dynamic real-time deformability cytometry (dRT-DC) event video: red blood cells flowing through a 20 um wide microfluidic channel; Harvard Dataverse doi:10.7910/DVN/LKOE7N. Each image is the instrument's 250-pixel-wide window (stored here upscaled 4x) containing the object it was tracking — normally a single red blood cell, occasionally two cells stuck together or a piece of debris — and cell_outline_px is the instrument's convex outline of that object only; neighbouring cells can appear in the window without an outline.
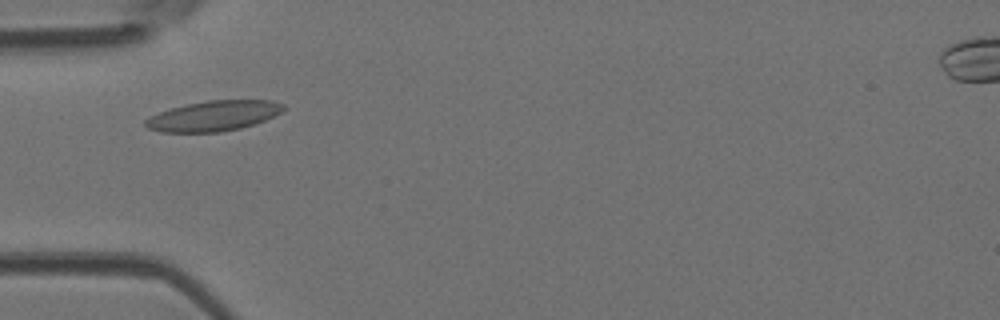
{"species": "Egyptian fruit bat (a non-hibernating species)", "species_latin": "Rousettus aegyptiacus", "temperature_condition": "room temperature", "stored_images_in_passage": 6, "camera_frame_rate_fps": 3000, "um_per_image_px": 0.085, "animal": {"sex": "female"}, "frame": {"image": 1, "passage_image": 2, "time_ms": 0.333, "image_size_px": [1000, 320], "cell_outline_px": [[288, 108], [264, 120], [240, 128], [220, 132], [160, 132], [148, 128], [144, 124], [144, 120], [160, 112], [172, 108], [188, 104], [208, 100], [272, 100], [284, 104]], "centroid_in_image_um": [18.17, 9.85], "position_along_channel_um": 66.8, "area_um2": 24.1}}
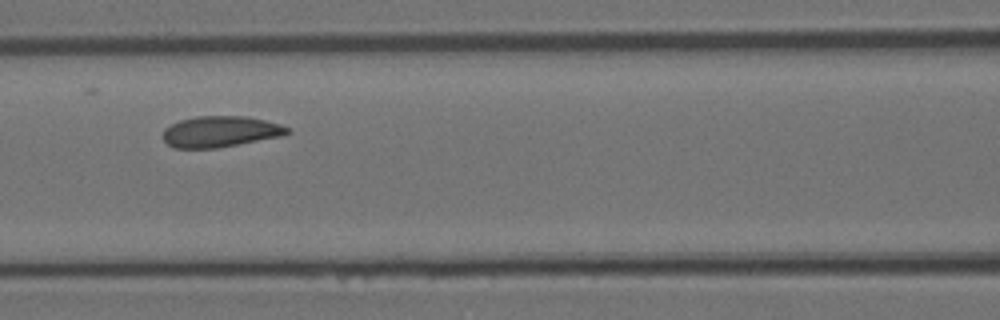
{"frame": {"image": 2, "passage_image": 4, "time_ms": 1.0, "image_size_px": [1000, 320], "cell_outline_px": [[292, 132], [284, 136], [216, 148], [172, 148], [160, 136], [164, 128], [180, 120], [196, 116], [248, 116], [280, 124], [288, 128]], "centroid_in_image_um": [18.72, 11.19], "position_along_channel_um": 147.9, "area_um2": 22.72}}
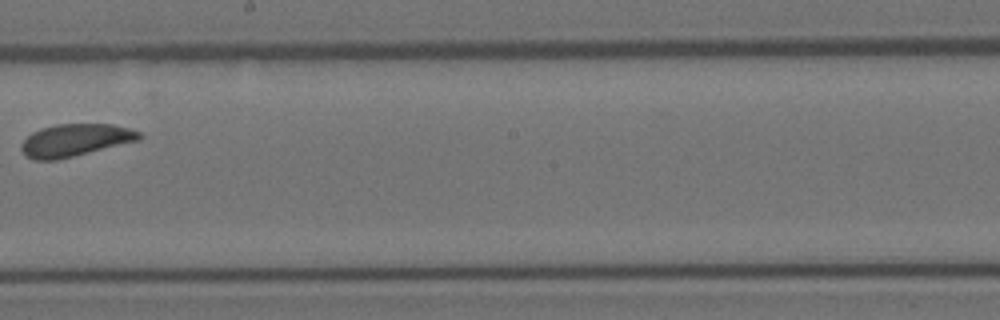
{"frame": {"image": 3, "passage_image": 6, "time_ms": 1.667, "image_size_px": [1000, 320], "cell_outline_px": [[144, 136], [140, 140], [56, 160], [36, 160], [24, 156], [20, 148], [20, 144], [32, 132], [40, 128], [56, 124], [112, 124], [128, 128], [140, 132]], "centroid_in_image_um": [6.37, 11.91], "position_along_channel_um": 241.8, "area_um2": 22.31}}